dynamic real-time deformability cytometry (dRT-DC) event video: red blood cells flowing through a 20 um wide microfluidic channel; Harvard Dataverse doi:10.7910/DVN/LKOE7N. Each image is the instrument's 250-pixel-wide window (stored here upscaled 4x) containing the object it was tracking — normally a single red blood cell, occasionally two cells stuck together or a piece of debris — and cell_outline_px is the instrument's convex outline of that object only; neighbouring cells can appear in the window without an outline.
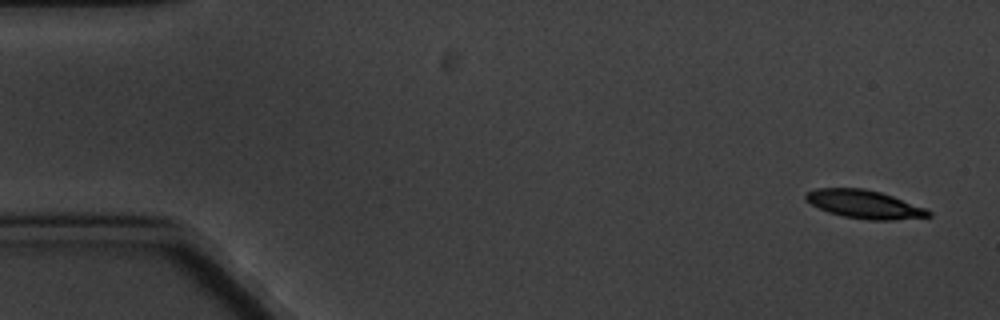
{"species": "common noctule bat (a hibernating species)", "species_latin": "Nyctalus noctula", "temperature_condition": "cold", "stored_images_in_passage": 4, "camera_frame_rate_fps": 3000, "um_per_image_px": 0.085, "animal": {"sex": "male", "body_mass_g": 20.1, "forearm_length_mm": 53.5}, "frame": {"image": 1, "passage_image": 1, "time_ms": 0.0, "image_size_px": [1000, 320], "cell_outline_px": [[932, 216], [892, 220], [868, 220], [844, 216], [828, 212], [804, 200], [804, 196], [808, 192], [816, 188], [864, 188], [880, 192], [928, 208], [932, 212]], "centroid_in_image_um": [73.5, 17.36], "position_along_channel_um": 11.5, "area_um2": 20.23}}
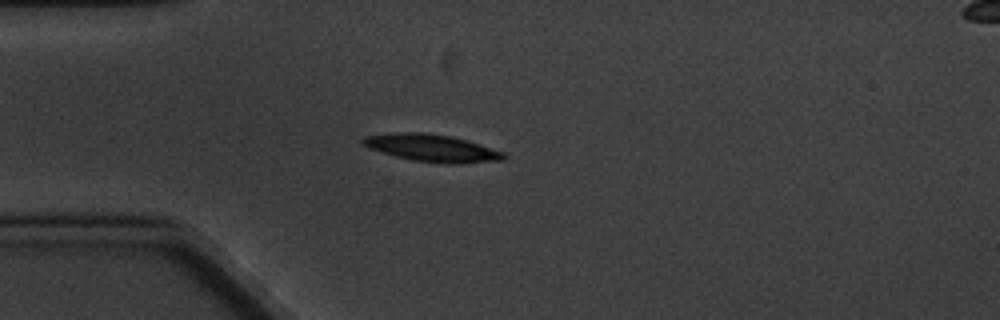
{"frame": {"image": 2, "passage_image": 4, "time_ms": 4.333, "image_size_px": [1000, 320], "cell_outline_px": [[508, 156], [504, 160], [460, 164], [448, 164], [412, 160], [396, 156], [368, 148], [360, 144], [360, 140], [364, 136], [392, 132], [424, 132], [452, 136], [468, 140], [504, 152]], "centroid_in_image_um": [36.71, 12.57], "position_along_channel_um": 48.3, "area_um2": 22.77}}